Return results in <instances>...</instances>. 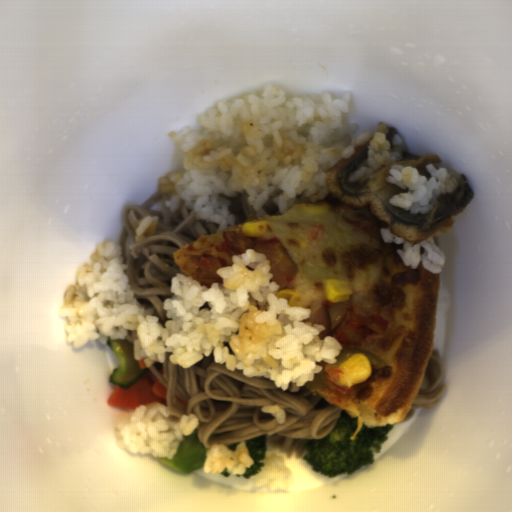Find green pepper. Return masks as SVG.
<instances>
[{
  "label": "green pepper",
  "instance_id": "green-pepper-1",
  "mask_svg": "<svg viewBox=\"0 0 512 512\" xmlns=\"http://www.w3.org/2000/svg\"><path fill=\"white\" fill-rule=\"evenodd\" d=\"M354 354L365 355L370 365H379L381 361L380 357L363 349H342L341 352L336 356V361L334 363H331L333 368H338L339 366H342V364L349 360Z\"/></svg>",
  "mask_w": 512,
  "mask_h": 512
}]
</instances>
